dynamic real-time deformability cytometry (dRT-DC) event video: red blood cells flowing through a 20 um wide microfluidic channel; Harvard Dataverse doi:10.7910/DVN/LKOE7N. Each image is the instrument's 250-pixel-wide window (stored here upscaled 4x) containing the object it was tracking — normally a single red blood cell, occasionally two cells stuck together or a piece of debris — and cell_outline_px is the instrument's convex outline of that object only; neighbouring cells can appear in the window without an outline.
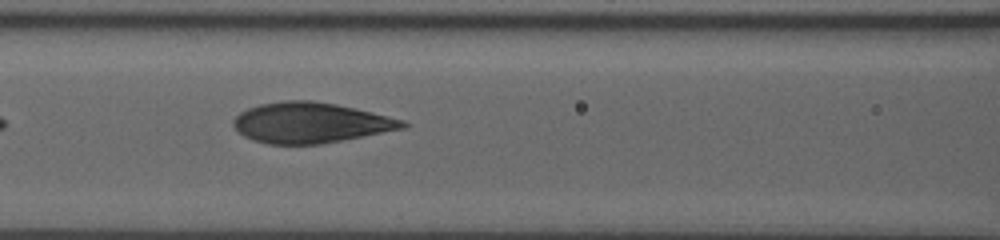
{"species": "human", "species_latin": "Homo sapiens", "temperature_condition": "room temperature", "stored_images_in_passage": 54, "camera_frame_rate_fps": 3000, "um_per_image_px": 0.085, "donor": {"sex": "male"}, "frame": {"image": 1, "passage_image": 13, "time_ms": 7.333, "image_size_px": [1000, 240], "cell_outline_px": [[408, 124], [404, 128], [320, 144], [268, 144], [252, 140], [244, 136], [232, 124], [232, 120], [240, 112], [248, 108], [260, 104], [284, 100], [312, 100], [336, 104], [404, 120]], "centroid_in_image_um": [26.34, 10.43], "position_along_channel_um": 140.3, "area_um2": 39.54}}
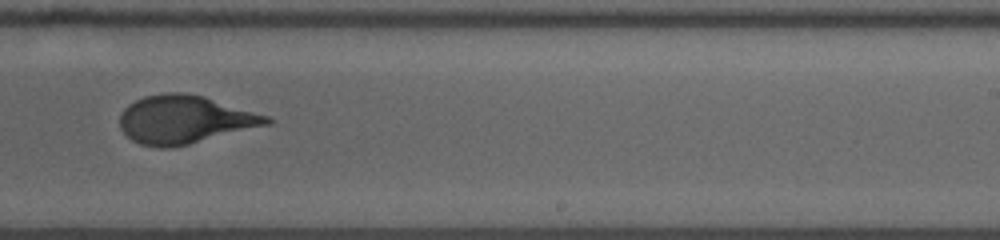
{"frame": {"image": 2, "passage_image": 27, "time_ms": 11.0, "image_size_px": [1000, 240], "cell_outline_px": [[272, 124], [188, 144], [168, 148], [160, 148], [140, 144], [132, 140], [120, 128], [120, 116], [124, 108], [128, 104], [144, 96], [164, 92], [184, 92], [204, 96], [268, 116], [272, 120]], "centroid_in_image_um": [15.69, 10.16], "position_along_channel_um": 273.3, "area_um2": 41.15}}
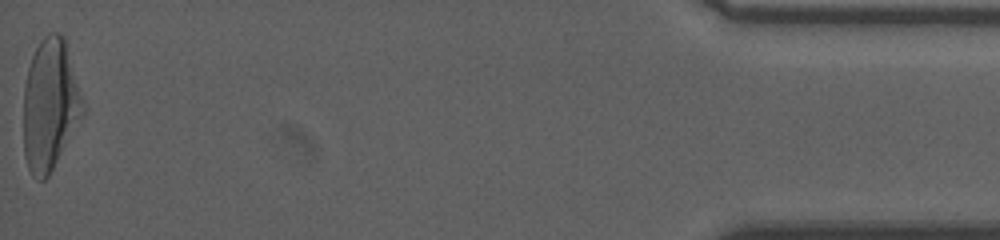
{"frame": {"image": 3, "passage_image": 54, "time_ms": 17.667, "image_size_px": [1000, 240], "cell_outline_px": [[88, 108], [48, 176], [44, 180], [36, 180], [32, 176], [28, 168], [24, 156], [24, 84], [28, 68], [32, 56], [40, 40], [48, 32], [60, 32], [64, 36]], "centroid_in_image_um": [4.29, 8.88], "position_along_channel_um": 430.9, "area_um2": 46.3}, "authors_computed_cell_mechanics": {"area_um2": 41.327, "velocity_mm_per_s": 3.6377, "shape_relaxation_time_tau1_ms": 5.4726, "shape_relaxation_time_tau2_ms": null, "deformation_change_tau1": 0.1852, "deformation_change_tau2": null}}